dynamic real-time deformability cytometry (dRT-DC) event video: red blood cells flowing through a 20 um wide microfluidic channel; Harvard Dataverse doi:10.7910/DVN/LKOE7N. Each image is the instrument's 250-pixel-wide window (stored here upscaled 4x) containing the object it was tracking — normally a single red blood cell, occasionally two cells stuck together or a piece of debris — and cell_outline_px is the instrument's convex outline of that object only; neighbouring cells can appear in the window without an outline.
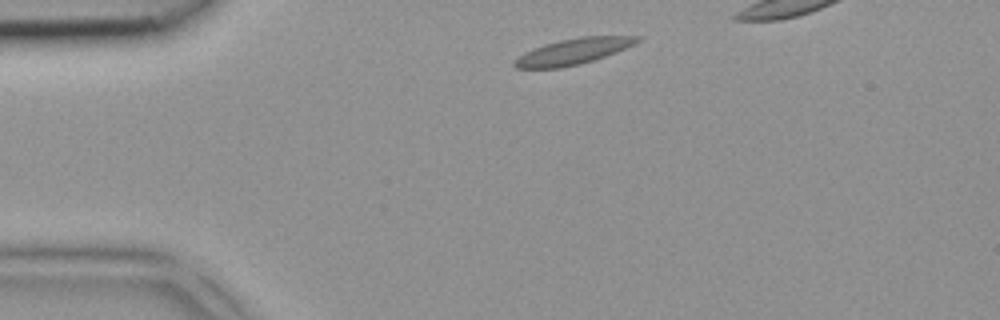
{"species": "common noctule bat (a hibernating species)", "species_latin": "Nyctalus noctula", "temperature_condition": "room temperature", "stored_images_in_passage": 3, "camera_frame_rate_fps": 3000, "um_per_image_px": 0.085, "animal": {"sex": "female", "body_mass_g": 18.4}, "frame": {"image": 1, "passage_image": 1, "time_ms": 0.0, "image_size_px": [1000, 320], "cell_outline_px": [[644, 36], [640, 40], [616, 52], [580, 64], [560, 68], [516, 68], [512, 64], [512, 60], [524, 52], [532, 48], [544, 44], [560, 40], [580, 36]], "centroid_in_image_um": [48.65, 4.37], "position_along_channel_um": 36.3, "area_um2": 18.5}}